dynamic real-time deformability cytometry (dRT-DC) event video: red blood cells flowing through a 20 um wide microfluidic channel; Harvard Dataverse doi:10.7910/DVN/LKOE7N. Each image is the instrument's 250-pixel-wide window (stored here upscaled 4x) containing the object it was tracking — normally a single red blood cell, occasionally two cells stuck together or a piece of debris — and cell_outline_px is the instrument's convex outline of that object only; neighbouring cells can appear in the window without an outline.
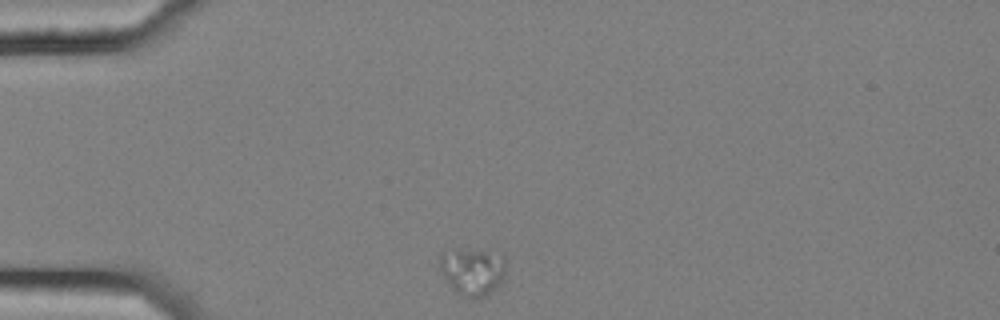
{"species": "common noctule bat (a hibernating species)", "species_latin": "Nyctalus noctula", "temperature_condition": "cold", "stored_images_in_passage": 3, "camera_frame_rate_fps": 3000, "um_per_image_px": 0.085, "animal": {"sex": "female", "body_mass_g": 25.1}, "frame": {"image": 1, "passage_image": 1, "time_ms": 0.0, "image_size_px": [1000, 320], "cell_outline_px": [[504, 276], [500, 284], [484, 296], [472, 300], [460, 296], [448, 284], [440, 268], [440, 256], [444, 252], [460, 248], [504, 252]], "centroid_in_image_um": [40.18, 23.05], "position_along_channel_um": 44.8, "area_um2": 18.67}}